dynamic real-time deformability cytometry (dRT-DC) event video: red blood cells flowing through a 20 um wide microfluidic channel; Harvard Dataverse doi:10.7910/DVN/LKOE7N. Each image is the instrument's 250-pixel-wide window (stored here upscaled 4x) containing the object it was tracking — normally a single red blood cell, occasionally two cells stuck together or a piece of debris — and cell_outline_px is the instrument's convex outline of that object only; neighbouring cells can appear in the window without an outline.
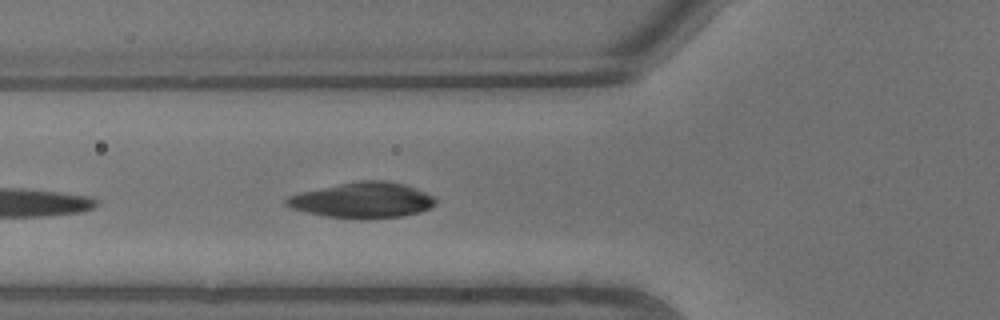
{"species": "common noctule bat (a hibernating species)", "species_latin": "Nyctalus noctula", "temperature_condition": "warm", "stored_images_in_passage": 7, "camera_frame_rate_fps": 3000, "um_per_image_px": 0.085, "animal": {"sex": "male", "body_mass_g": 13.3}, "frame": {"image": 1, "passage_image": 7, "time_ms": 2.0, "image_size_px": [1000, 320], "cell_outline_px": [[436, 204], [420, 212], [400, 216], [328, 216], [308, 212], [292, 208], [284, 204], [284, 200], [288, 196], [300, 192], [360, 180], [384, 180], [404, 184], [424, 192], [432, 196], [436, 200]], "centroid_in_image_um": [30.81, 16.97], "position_along_channel_um": 95.0, "area_um2": 29.65}}